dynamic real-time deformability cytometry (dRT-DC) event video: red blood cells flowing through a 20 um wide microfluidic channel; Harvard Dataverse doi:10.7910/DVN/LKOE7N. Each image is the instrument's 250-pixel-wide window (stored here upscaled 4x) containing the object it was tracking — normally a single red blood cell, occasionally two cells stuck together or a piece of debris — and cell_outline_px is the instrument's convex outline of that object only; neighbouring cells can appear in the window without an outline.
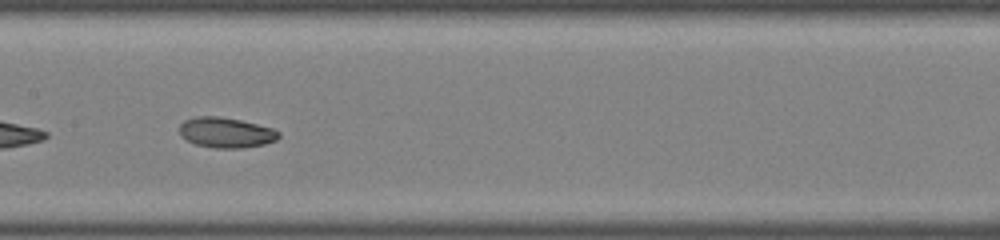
{"species": "common noctule bat (a hibernating species)", "species_latin": "Nyctalus noctula", "temperature_condition": "room temperature", "stored_images_in_passage": 36, "camera_frame_rate_fps": 3000, "um_per_image_px": 0.085, "animal": {"sex": "female", "body_mass_g": 22.0, "forearm_length_mm": 56.7}, "frame": {"image": 1, "passage_image": 16, "time_ms": 5.0, "image_size_px": [1000, 240], "cell_outline_px": [[280, 136], [276, 140], [264, 144], [244, 148], [216, 148], [196, 144], [180, 136], [180, 124], [184, 120], [196, 116], [220, 116], [240, 120], [272, 128], [280, 132]], "centroid_in_image_um": [19.21, 11.26], "position_along_channel_um": 188.2, "area_um2": 17.51}, "authors_computed_cell_mechanics": {"area_um2": 17.8602, "velocity_mm_per_s": 4.0635, "shape_relaxation_time_tau1_ms": 3.5976, "shape_relaxation_time_tau2_ms": 5.2718, "deformation_change_tau1": 0.0991, "deformation_change_tau2": 0.1006}}